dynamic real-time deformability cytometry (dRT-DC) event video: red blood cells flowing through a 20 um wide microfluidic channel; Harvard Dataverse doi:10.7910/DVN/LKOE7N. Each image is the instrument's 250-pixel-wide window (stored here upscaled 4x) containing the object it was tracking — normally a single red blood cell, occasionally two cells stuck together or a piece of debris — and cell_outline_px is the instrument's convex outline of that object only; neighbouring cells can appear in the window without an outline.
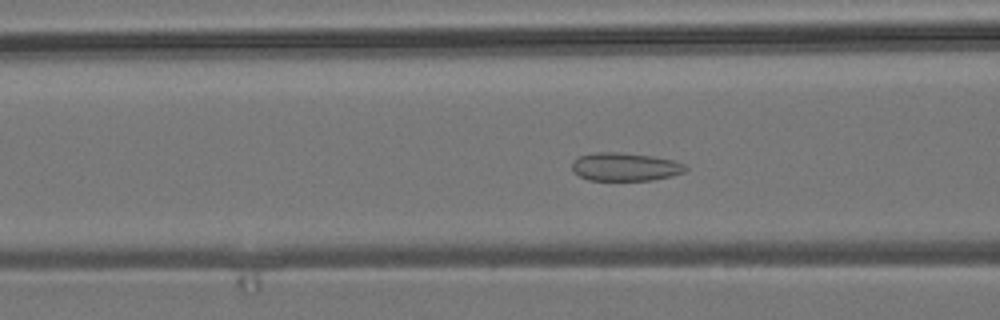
{"species": "common noctule bat (a hibernating species)", "species_latin": "Nyctalus noctula", "temperature_condition": "room temperature", "stored_images_in_passage": 54, "camera_frame_rate_fps": 3000, "um_per_image_px": 0.085, "animal": {"sex": "male", "body_mass_g": 19.2, "forearm_length_mm": 51.8}, "frame": {"image": 1, "passage_image": 21, "time_ms": 6.667, "image_size_px": [1000, 320], "cell_outline_px": [[688, 168], [684, 172], [672, 176], [652, 180], [588, 180], [572, 172], [572, 160], [580, 156], [596, 152], [620, 152], [652, 156], [672, 160], [684, 164]], "centroid_in_image_um": [53.11, 14.18], "position_along_channel_um": 113.5, "area_um2": 18.73}}
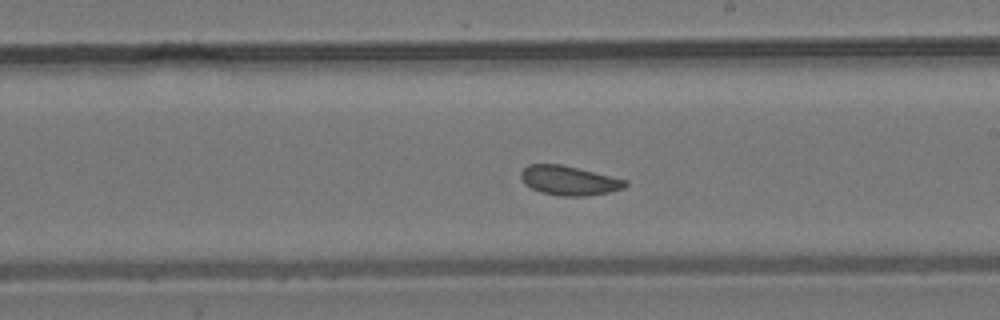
{"frame": {"image": 2, "passage_image": 31, "time_ms": 10.0, "image_size_px": [1000, 320], "cell_outline_px": [[628, 184], [624, 188], [608, 192], [584, 196], [560, 196], [540, 192], [524, 184], [520, 176], [520, 172], [528, 164], [560, 164], [628, 180]], "centroid_in_image_um": [48.35, 15.34], "position_along_channel_um": 240.7, "area_um2": 17.8}}
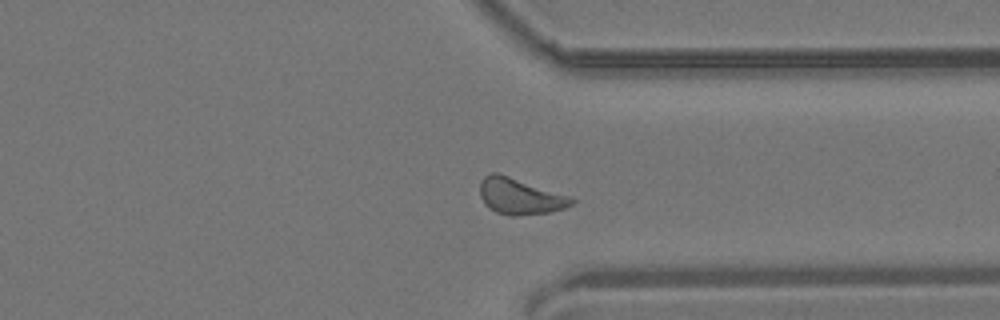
{"frame": {"image": 3, "passage_image": 41, "time_ms": 13.333, "image_size_px": [1000, 320], "cell_outline_px": [[576, 204], [564, 208], [548, 212], [516, 216], [512, 216], [496, 212], [488, 208], [484, 204], [480, 196], [480, 180], [484, 176], [492, 172], [496, 172], [568, 196], [576, 200]], "centroid_in_image_um": [44.16, 16.7], "position_along_channel_um": 367.2, "area_um2": 19.13}, "authors_computed_cell_mechanics": {"area_um2": 18.6983, "velocity_mm_per_s": 3.8192, "shape_relaxation_time_tau1_ms": null, "shape_relaxation_time_tau2_ms": 2.3394, "deformation_change_tau1": null, "deformation_change_tau2": 0.0744}}